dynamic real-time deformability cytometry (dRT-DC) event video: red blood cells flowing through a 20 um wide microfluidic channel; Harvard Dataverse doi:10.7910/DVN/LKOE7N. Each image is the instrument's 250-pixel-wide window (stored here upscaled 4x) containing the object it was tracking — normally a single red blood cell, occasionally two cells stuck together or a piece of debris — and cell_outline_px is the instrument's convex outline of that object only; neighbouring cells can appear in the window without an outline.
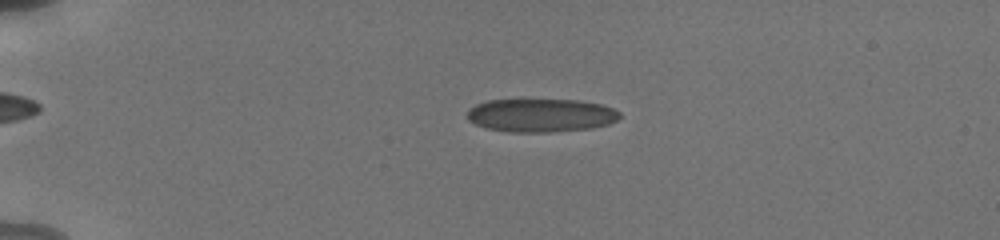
{"species": "human", "species_latin": "Homo sapiens", "temperature_condition": "cold", "stored_images_in_passage": 55, "camera_frame_rate_fps": 3000, "um_per_image_px": 0.085, "donor": {"sex": "male"}, "frame": {"image": 1, "passage_image": 14, "time_ms": 4.333, "image_size_px": [1000, 240], "cell_outline_px": [[620, 116], [616, 120], [608, 124], [592, 128], [552, 132], [508, 132], [488, 128], [476, 124], [468, 120], [468, 108], [476, 104], [488, 100], [524, 96], [580, 100], [600, 104], [612, 108], [620, 112]], "centroid_in_image_um": [45.94, 9.74], "position_along_channel_um": 39.1, "area_um2": 30.92}}
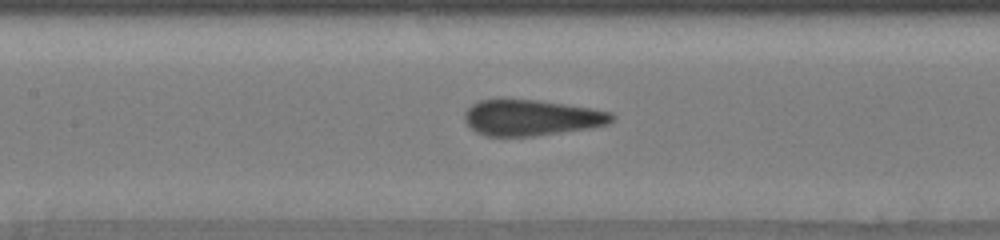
{"frame": {"image": 2, "passage_image": 28, "time_ms": 9.0, "image_size_px": [1000, 240], "cell_outline_px": [[616, 116], [608, 124], [592, 128], [532, 136], [488, 136], [476, 132], [464, 120], [464, 112], [472, 104], [480, 100], [500, 96], [540, 100], [592, 108], [612, 112]], "centroid_in_image_um": [45.15, 9.96], "position_along_channel_um": 162.3, "area_um2": 31.62}}
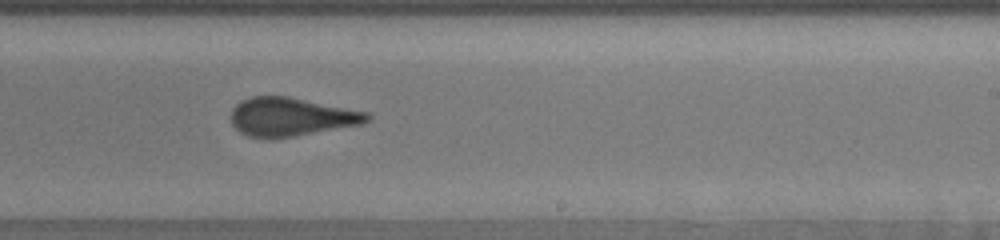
{"frame": {"image": 3, "passage_image": 36, "time_ms": 11.667, "image_size_px": [1000, 240], "cell_outline_px": [[372, 116], [364, 124], [272, 140], [268, 140], [248, 136], [240, 132], [232, 124], [232, 108], [240, 100], [252, 96], [288, 96], [368, 112]], "centroid_in_image_um": [24.74, 9.95], "position_along_channel_um": 264.3, "area_um2": 30.92}, "authors_computed_cell_mechanics": {"area_um2": 30.1138, "velocity_mm_per_s": 3.8468, "shape_relaxation_time_tau1_ms": 7.5628, "shape_relaxation_time_tau2_ms": 0.6742, "deformation_change_tau1": 0.1726, "deformation_change_tau2": 0.0832}}